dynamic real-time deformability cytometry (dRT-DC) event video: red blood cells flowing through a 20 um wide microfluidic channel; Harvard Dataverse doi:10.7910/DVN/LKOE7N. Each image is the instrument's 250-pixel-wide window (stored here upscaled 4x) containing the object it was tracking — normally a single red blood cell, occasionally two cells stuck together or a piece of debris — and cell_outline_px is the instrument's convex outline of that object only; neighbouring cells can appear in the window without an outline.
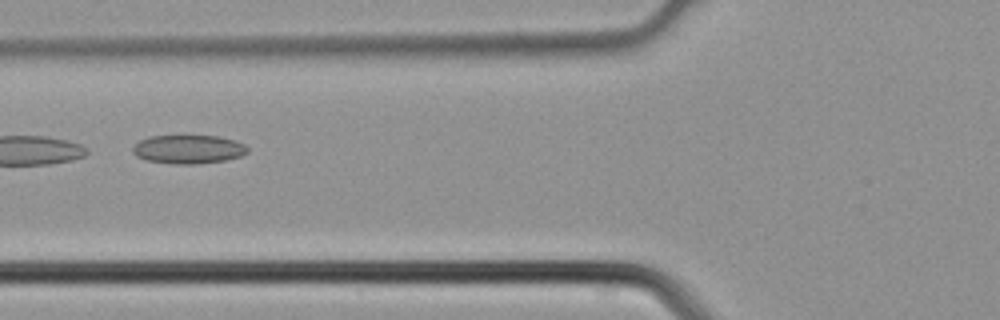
{"species": "common noctule bat (a hibernating species)", "species_latin": "Nyctalus noctula", "temperature_condition": "cold", "stored_images_in_passage": 5, "camera_frame_rate_fps": 3000, "um_per_image_px": 0.085, "animal": {"sex": "male", "body_mass_g": 21.5, "forearm_length_mm": 52.0}, "frame": {"image": 1, "passage_image": 4, "time_ms": 1.0, "image_size_px": [1000, 320], "cell_outline_px": [[248, 152], [240, 156], [224, 160], [196, 164], [176, 164], [144, 160], [136, 156], [132, 152], [132, 148], [140, 140], [148, 136], [220, 136], [236, 140], [244, 144], [248, 148]], "centroid_in_image_um": [16.0, 12.68], "position_along_channel_um": 109.8, "area_um2": 19.25}}
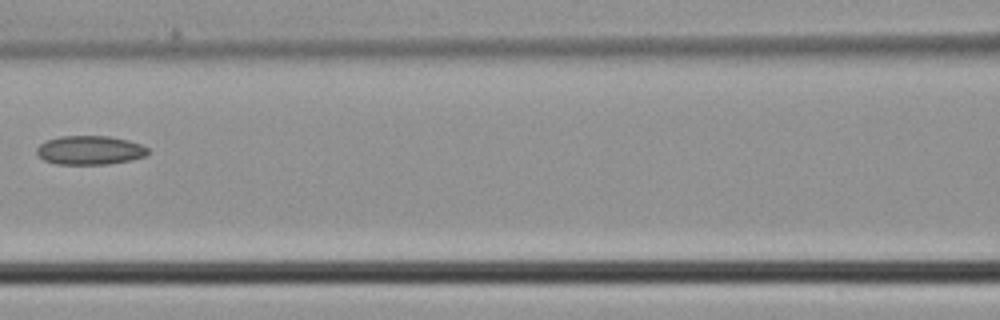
{"frame": {"image": 2, "passage_image": 5, "time_ms": 1.333, "image_size_px": [1000, 320], "cell_outline_px": [[148, 152], [144, 156], [128, 160], [108, 164], [56, 164], [44, 160], [36, 152], [36, 148], [40, 144], [48, 140], [60, 136], [108, 136], [128, 140], [140, 144], [148, 148]], "centroid_in_image_um": [7.61, 12.76], "position_along_channel_um": 159.0, "area_um2": 18.55}}